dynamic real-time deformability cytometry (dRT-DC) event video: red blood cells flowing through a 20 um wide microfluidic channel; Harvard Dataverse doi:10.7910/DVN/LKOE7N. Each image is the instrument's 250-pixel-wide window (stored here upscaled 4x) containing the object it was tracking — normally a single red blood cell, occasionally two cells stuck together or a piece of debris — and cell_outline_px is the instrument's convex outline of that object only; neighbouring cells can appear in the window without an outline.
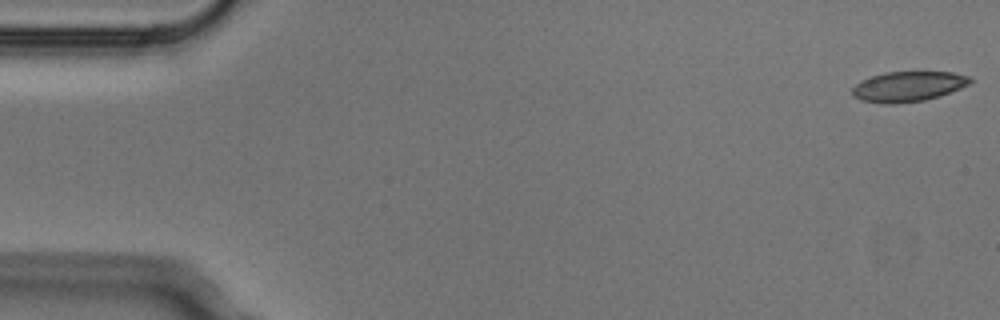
{"species": "Egyptian fruit bat (a non-hibernating species)", "species_latin": "Rousettus aegyptiacus", "temperature_condition": "cold", "stored_images_in_passage": 4, "camera_frame_rate_fps": 3000, "um_per_image_px": 0.085, "animal": {"sex": "male"}, "frame": {"image": 1, "passage_image": 1, "time_ms": 0.0, "image_size_px": [1000, 320], "cell_outline_px": [[976, 80], [960, 88], [940, 96], [924, 100], [896, 104], [880, 104], [860, 100], [852, 96], [852, 88], [856, 84], [872, 76], [888, 72], [952, 72], [972, 76]], "centroid_in_image_um": [77.22, 7.36], "position_along_channel_um": 7.8, "area_um2": 20.87}}